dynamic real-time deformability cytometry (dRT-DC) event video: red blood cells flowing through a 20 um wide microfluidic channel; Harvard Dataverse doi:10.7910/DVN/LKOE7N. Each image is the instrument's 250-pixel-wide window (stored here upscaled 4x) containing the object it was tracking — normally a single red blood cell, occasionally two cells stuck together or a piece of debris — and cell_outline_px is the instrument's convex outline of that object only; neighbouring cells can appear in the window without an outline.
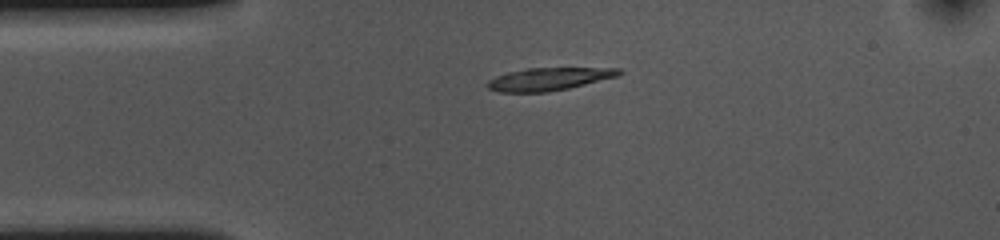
{"species": "common noctule bat (a hibernating species)", "species_latin": "Nyctalus noctula", "temperature_condition": "cold", "stored_images_in_passage": 44, "camera_frame_rate_fps": 3000, "um_per_image_px": 0.085, "animal": {"sex": "female", "body_mass_g": 10.0, "forearm_length_mm": 53.1}, "frame": {"image": 1, "passage_image": 1, "time_ms": 0.0, "image_size_px": [1000, 240], "cell_outline_px": [[624, 72], [616, 76], [568, 88], [548, 92], [500, 92], [488, 88], [488, 80], [496, 76], [508, 72], [528, 68], [620, 68]], "centroid_in_image_um": [46.64, 6.71], "position_along_channel_um": 38.4, "area_um2": 17.17}}
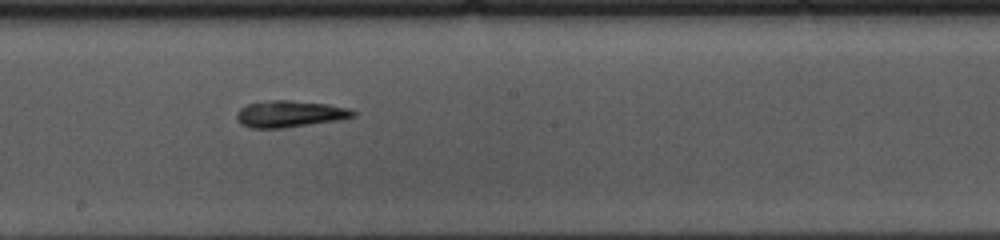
{"frame": {"image": 2, "passage_image": 18, "time_ms": 5.667, "image_size_px": [1000, 240], "cell_outline_px": [[356, 116], [340, 120], [284, 128], [248, 128], [240, 124], [236, 120], [236, 112], [240, 108], [248, 104], [272, 100], [288, 100], [328, 104], [348, 108], [356, 112]], "centroid_in_image_um": [24.61, 9.69], "position_along_channel_um": 223.6, "area_um2": 18.21}}
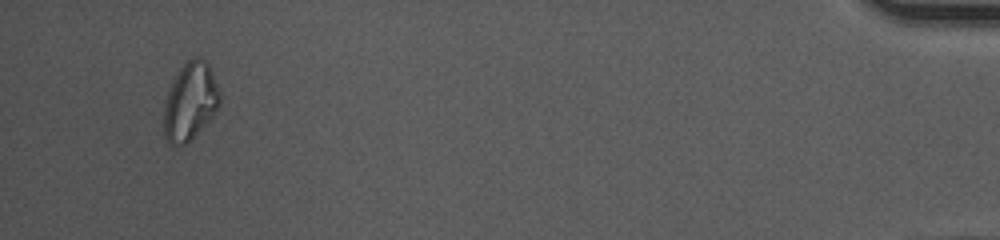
{"frame": {"image": 3, "passage_image": 41, "time_ms": 13.333, "image_size_px": [1000, 240], "cell_outline_px": [[220, 104], [212, 116], [188, 144], [168, 144], [164, 136], [164, 104], [168, 92], [180, 68], [192, 56], [196, 56], [204, 60], [208, 64], [220, 92]], "centroid_in_image_um": [16.16, 8.65], "position_along_channel_um": 419.0, "area_um2": 25.09}, "authors_computed_cell_mechanics": {"area_um2": 18.0047, "velocity_mm_per_s": 3.6204, "shape_relaxation_time_tau1_ms": 7.4137, "shape_relaxation_time_tau2_ms": 4.0959, "deformation_change_tau1": 0.2181, "deformation_change_tau2": 0.1358}}